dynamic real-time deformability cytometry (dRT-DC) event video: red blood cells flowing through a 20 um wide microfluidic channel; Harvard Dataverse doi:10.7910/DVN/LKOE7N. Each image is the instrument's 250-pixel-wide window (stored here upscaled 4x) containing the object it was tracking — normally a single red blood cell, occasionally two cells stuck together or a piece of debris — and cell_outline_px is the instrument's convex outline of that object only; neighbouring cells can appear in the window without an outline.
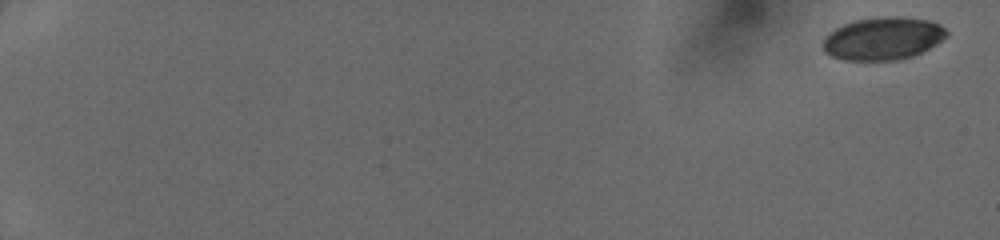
{"species": "human", "species_latin": "Homo sapiens", "temperature_condition": "cold", "stored_images_in_passage": 15, "camera_frame_rate_fps": 3000, "um_per_image_px": 0.085, "donor": {"sex": "female"}, "frame": {"image": 1, "passage_image": 1, "time_ms": 0.0, "image_size_px": [1000, 240], "cell_outline_px": [[948, 36], [936, 44], [912, 56], [900, 60], [844, 60], [832, 56], [824, 48], [824, 36], [828, 32], [844, 24], [856, 20], [884, 16], [896, 16], [932, 20], [940, 24], [948, 32]], "centroid_in_image_um": [75.08, 3.26], "position_along_channel_um": 9.9, "area_um2": 30.75}}
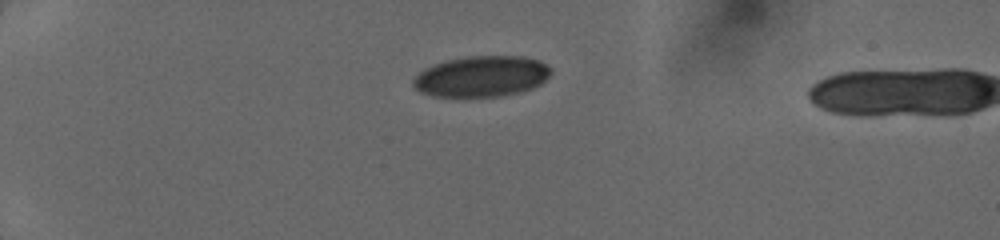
{"frame": {"image": 2, "passage_image": 14, "time_ms": 4.667, "image_size_px": [1000, 240], "cell_outline_px": [[552, 72], [540, 84], [532, 88], [520, 92], [496, 96], [432, 96], [420, 92], [412, 84], [412, 80], [424, 68], [432, 64], [444, 60], [468, 56], [524, 56], [540, 60], [552, 68]], "centroid_in_image_um": [40.93, 6.47], "position_along_channel_um": 44.1, "area_um2": 32.89}}